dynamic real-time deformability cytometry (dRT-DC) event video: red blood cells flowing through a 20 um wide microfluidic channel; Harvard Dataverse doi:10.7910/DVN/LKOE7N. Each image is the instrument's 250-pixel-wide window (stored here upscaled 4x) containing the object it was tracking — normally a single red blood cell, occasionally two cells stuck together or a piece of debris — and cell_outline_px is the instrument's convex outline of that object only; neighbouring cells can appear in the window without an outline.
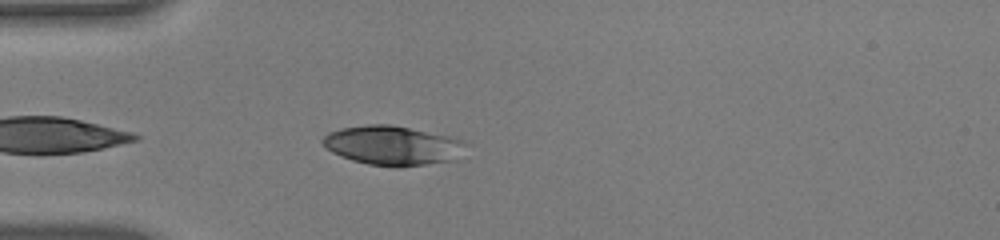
{"species": "human", "species_latin": "Homo sapiens", "temperature_condition": "warm", "stored_images_in_passage": 20, "camera_frame_rate_fps": 3000, "um_per_image_px": 0.085, "donor": {"sex": "male"}, "frame": {"image": 1, "passage_image": 3, "time_ms": 0.667, "image_size_px": [1000, 240], "cell_outline_px": [[472, 144], [460, 160], [400, 168], [396, 168], [368, 164], [352, 160], [340, 156], [332, 152], [320, 140], [328, 132], [340, 128], [368, 124], [388, 124], [456, 136], [468, 140]], "centroid_in_image_um": [33.56, 12.38], "position_along_channel_um": 51.4, "area_um2": 34.22}}
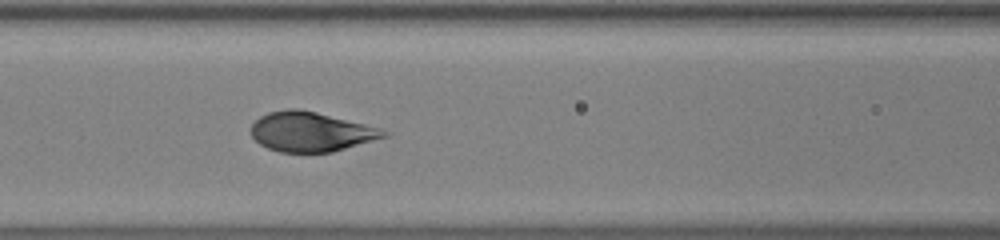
{"frame": {"image": 2, "passage_image": 11, "time_ms": 3.333, "image_size_px": [1000, 240], "cell_outline_px": [[392, 132], [388, 136], [332, 152], [280, 152], [268, 148], [260, 144], [252, 136], [252, 124], [260, 116], [268, 112], [288, 108], [296, 108], [316, 112], [380, 128]], "centroid_in_image_um": [26.43, 11.2], "position_along_channel_um": 140.2, "area_um2": 30.46}}
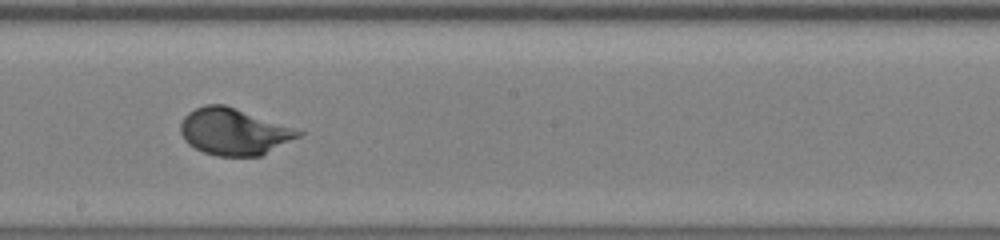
{"frame": {"image": 3, "passage_image": 18, "time_ms": 5.667, "image_size_px": [1000, 240], "cell_outline_px": [[304, 132], [300, 136], [260, 156], [216, 156], [204, 152], [188, 144], [184, 140], [180, 132], [180, 124], [184, 116], [188, 112], [204, 104], [224, 104], [296, 128]], "centroid_in_image_um": [19.86, 11.18], "position_along_channel_um": 228.3, "area_um2": 32.02}}